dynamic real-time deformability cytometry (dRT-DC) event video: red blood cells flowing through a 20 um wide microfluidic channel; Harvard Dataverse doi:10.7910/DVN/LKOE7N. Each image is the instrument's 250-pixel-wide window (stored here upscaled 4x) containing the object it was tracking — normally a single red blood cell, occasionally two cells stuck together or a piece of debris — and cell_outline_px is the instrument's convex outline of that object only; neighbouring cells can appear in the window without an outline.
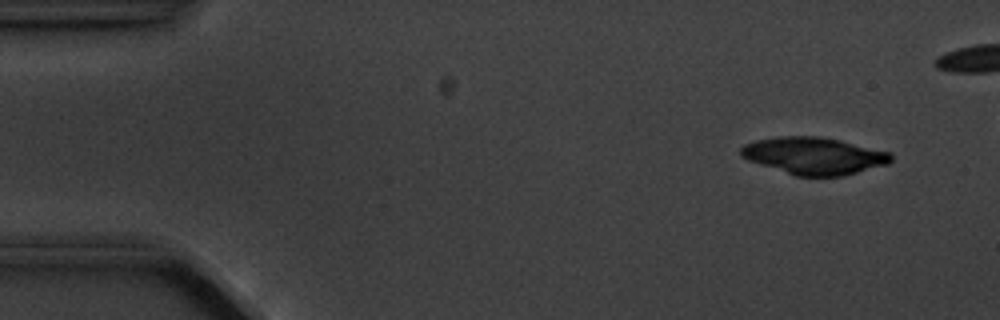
{"species": "common noctule bat (a hibernating species)", "species_latin": "Nyctalus noctula", "temperature_condition": "cold", "stored_images_in_passage": 5, "camera_frame_rate_fps": 3000, "um_per_image_px": 0.085, "animal": {"sex": "male", "body_mass_g": 20.1, "forearm_length_mm": 53.5}, "frame": {"image": 1, "passage_image": 2, "time_ms": 1.0, "image_size_px": [1000, 320], "cell_outline_px": [[892, 160], [888, 164], [844, 176], [796, 176], [748, 160], [740, 156], [740, 148], [744, 144], [756, 140], [780, 136], [820, 136], [840, 140], [888, 152], [892, 156]], "centroid_in_image_um": [69.17, 13.24], "position_along_channel_um": 15.8, "area_um2": 32.37}}